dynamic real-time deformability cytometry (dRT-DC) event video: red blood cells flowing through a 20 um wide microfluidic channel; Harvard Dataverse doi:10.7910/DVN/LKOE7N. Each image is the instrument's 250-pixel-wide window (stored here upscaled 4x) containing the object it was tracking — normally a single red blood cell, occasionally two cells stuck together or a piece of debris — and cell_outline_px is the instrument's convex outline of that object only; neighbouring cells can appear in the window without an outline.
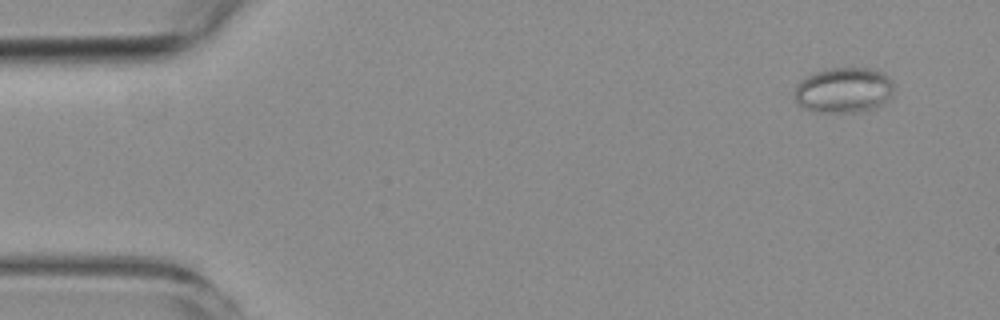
{"species": "common noctule bat (a hibernating species)", "species_latin": "Nyctalus noctula", "temperature_condition": "room temperature", "stored_images_in_passage": 8, "camera_frame_rate_fps": 3000, "um_per_image_px": 0.085, "animal": {"sex": "female", "body_mass_g": 19.3, "forearm_length_mm": 54.1}, "frame": {"image": 1, "passage_image": 1, "time_ms": 0.0, "image_size_px": [1000, 320], "cell_outline_px": [[892, 96], [884, 104], [860, 112], [832, 112], [804, 108], [796, 100], [796, 84], [804, 76], [828, 68], [868, 68], [884, 72], [892, 80]], "centroid_in_image_um": [71.75, 7.64], "position_along_channel_um": 13.2, "area_um2": 26.18}}